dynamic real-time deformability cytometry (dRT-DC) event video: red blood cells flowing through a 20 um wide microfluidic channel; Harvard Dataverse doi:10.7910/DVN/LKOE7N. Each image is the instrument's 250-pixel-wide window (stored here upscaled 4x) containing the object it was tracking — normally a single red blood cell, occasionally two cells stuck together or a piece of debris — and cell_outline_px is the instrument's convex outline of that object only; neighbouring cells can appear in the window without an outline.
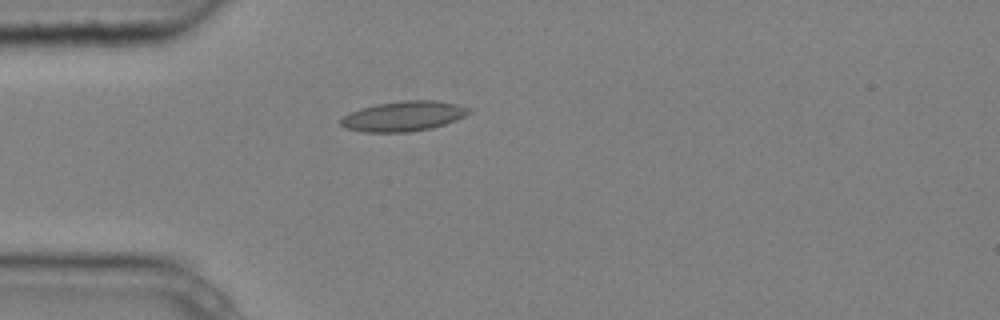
{"species": "common noctule bat (a hibernating species)", "species_latin": "Nyctalus noctula", "temperature_condition": "cold", "stored_images_in_passage": 1, "camera_frame_rate_fps": 3000, "um_per_image_px": 0.085, "animal": {"sex": "male", "body_mass_g": 20.4}, "frame": {"image": 1, "passage_image": 1, "time_ms": 0.0, "image_size_px": [1000, 320], "cell_outline_px": [[472, 112], [456, 120], [432, 128], [408, 132], [364, 132], [344, 128], [340, 124], [340, 120], [344, 116], [360, 108], [376, 104], [400, 100], [436, 100], [456, 104], [472, 108]], "centroid_in_image_um": [34.31, 9.87], "position_along_channel_um": 50.7, "area_um2": 22.54}}